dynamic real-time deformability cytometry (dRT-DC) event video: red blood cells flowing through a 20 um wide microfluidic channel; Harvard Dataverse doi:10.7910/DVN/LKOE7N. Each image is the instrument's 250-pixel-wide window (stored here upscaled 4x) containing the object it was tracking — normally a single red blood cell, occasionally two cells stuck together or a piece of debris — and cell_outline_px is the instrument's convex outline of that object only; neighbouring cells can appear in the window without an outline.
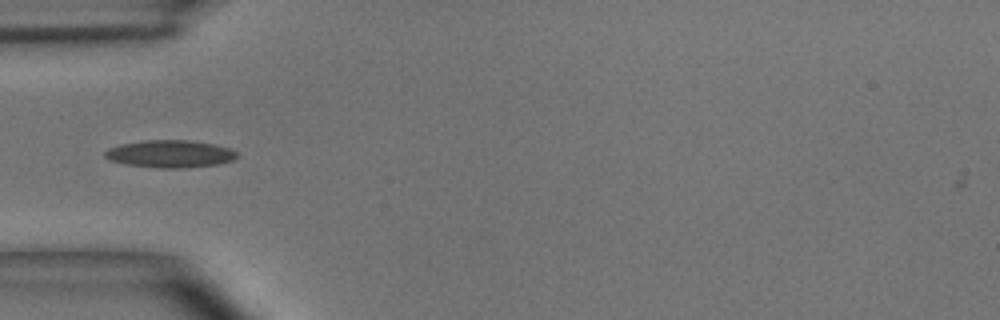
{"species": "common noctule bat (a hibernating species)", "species_latin": "Nyctalus noctula", "temperature_condition": "room temperature", "stored_images_in_passage": 35, "camera_frame_rate_fps": 3000, "um_per_image_px": 0.085, "animal": {"sex": "male", "body_mass_g": 15.6}, "frame": {"image": 1, "passage_image": 1, "time_ms": 0.0, "image_size_px": [1000, 320], "cell_outline_px": [[240, 156], [232, 160], [220, 164], [184, 168], [160, 168], [124, 164], [108, 160], [104, 156], [104, 152], [108, 148], [120, 144], [144, 140], [188, 140], [216, 144], [232, 148]], "centroid_in_image_um": [14.47, 13.08], "position_along_channel_um": 70.5, "area_um2": 21.44}}
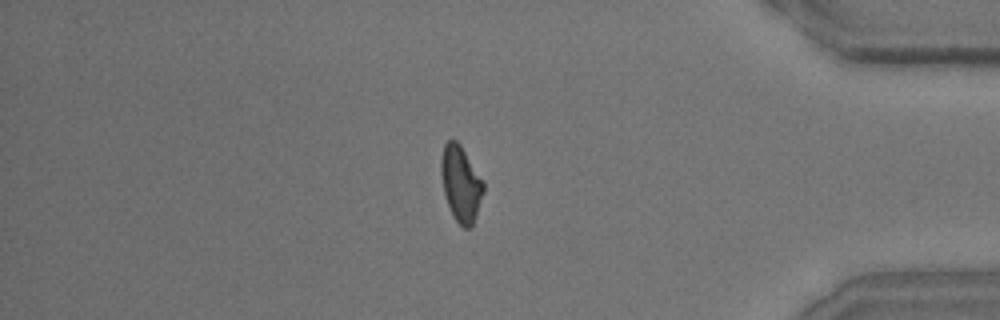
{"frame": {"image": 2, "passage_image": 28, "time_ms": 9.0, "image_size_px": [1000, 320], "cell_outline_px": [[484, 192], [472, 228], [464, 228], [452, 216], [444, 192], [440, 172], [440, 160], [444, 144], [448, 140], [456, 140], [460, 144], [484, 184]], "centroid_in_image_um": [39.16, 15.63], "position_along_channel_um": 396.0, "area_um2": 18.55}}
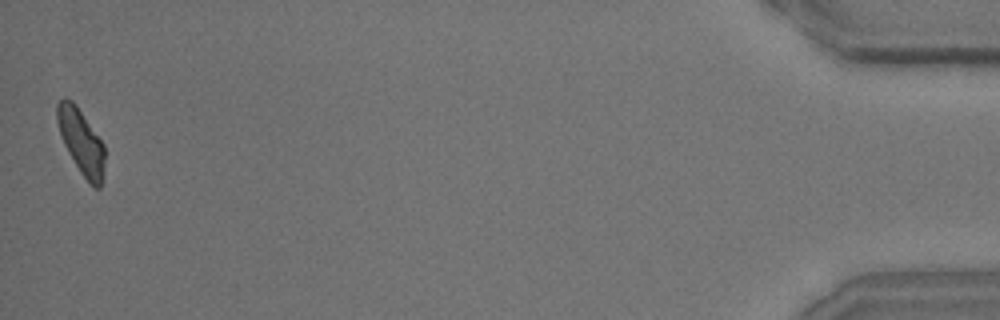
{"frame": {"image": 3, "passage_image": 35, "time_ms": 11.333, "image_size_px": [1000, 320], "cell_outline_px": [[104, 168], [100, 188], [96, 188], [88, 184], [80, 172], [68, 152], [64, 144], [56, 120], [56, 104], [64, 96], [72, 100], [76, 104], [104, 144]], "centroid_in_image_um": [6.89, 12.03], "position_along_channel_um": 428.3, "area_um2": 18.09}, "authors_computed_cell_mechanics": {"area_um2": 18.785, "velocity_mm_per_s": 3.9547, "shape_relaxation_time_tau1_ms": null, "shape_relaxation_time_tau2_ms": 3.6025, "deformation_change_tau1": null, "deformation_change_tau2": 0.1208}}